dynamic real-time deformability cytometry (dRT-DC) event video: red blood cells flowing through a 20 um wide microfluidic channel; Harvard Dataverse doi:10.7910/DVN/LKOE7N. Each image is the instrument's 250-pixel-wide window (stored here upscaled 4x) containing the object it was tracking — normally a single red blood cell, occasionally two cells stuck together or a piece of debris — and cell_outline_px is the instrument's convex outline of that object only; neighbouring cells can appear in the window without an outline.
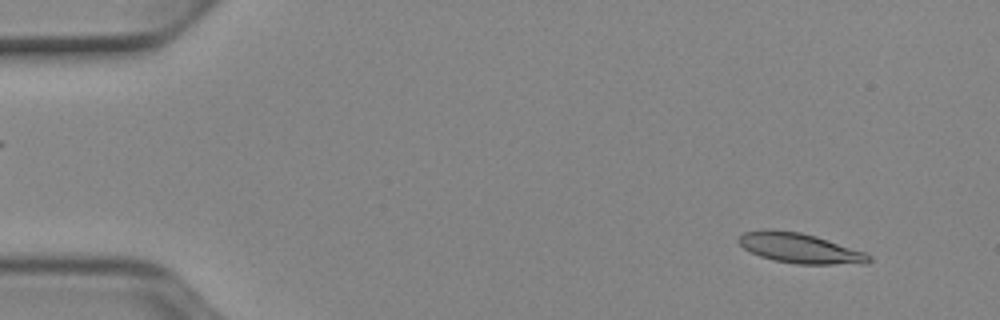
{"species": "Egyptian fruit bat (a non-hibernating species)", "species_latin": "Rousettus aegyptiacus", "temperature_condition": "cold", "stored_images_in_passage": 49, "camera_frame_rate_fps": 3000, "um_per_image_px": 0.085, "animal": {"sex": "female"}, "frame": {"image": 1, "passage_image": 2, "time_ms": 0.333, "image_size_px": [1000, 320], "cell_outline_px": [[872, 260], [868, 264], [796, 264], [772, 260], [760, 256], [744, 248], [736, 240], [744, 232], [764, 228], [768, 228], [800, 232], [816, 236], [864, 252], [872, 256]], "centroid_in_image_um": [67.98, 21.09], "position_along_channel_um": 17.0, "area_um2": 22.95}}
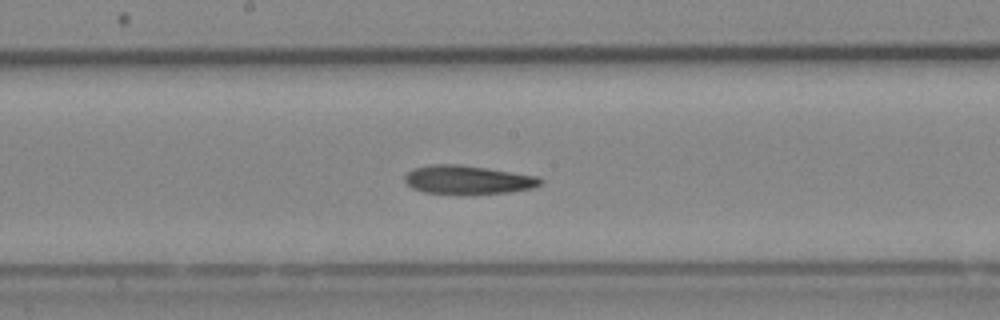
{"frame": {"image": 2, "passage_image": 25, "time_ms": 8.0, "image_size_px": [1000, 320], "cell_outline_px": [[544, 180], [540, 184], [532, 188], [508, 192], [464, 196], [424, 192], [412, 188], [404, 180], [404, 176], [412, 168], [432, 164], [460, 164], [540, 176]], "centroid_in_image_um": [39.76, 15.3], "position_along_channel_um": 208.4, "area_um2": 23.29}}
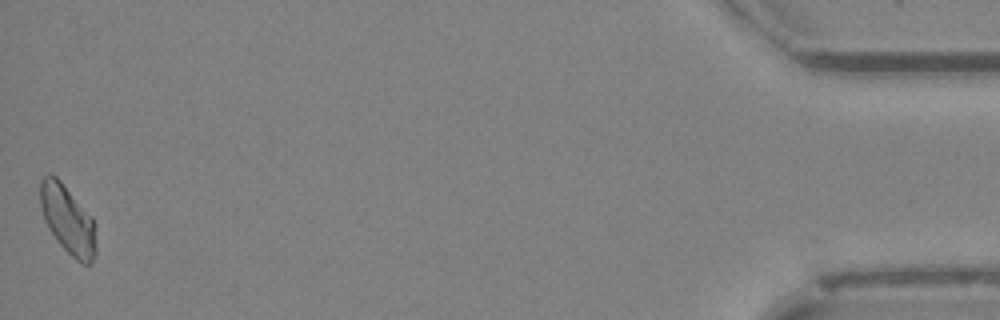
{"frame": {"image": 3, "passage_image": 49, "time_ms": 16.0, "image_size_px": [1000, 320], "cell_outline_px": [[96, 256], [92, 264], [84, 264], [76, 260], [60, 244], [48, 228], [44, 220], [40, 208], [40, 180], [48, 172], [56, 176], [60, 180], [92, 216], [96, 248]], "centroid_in_image_um": [5.74, 18.66], "position_along_channel_um": 429.5, "area_um2": 22.31}}